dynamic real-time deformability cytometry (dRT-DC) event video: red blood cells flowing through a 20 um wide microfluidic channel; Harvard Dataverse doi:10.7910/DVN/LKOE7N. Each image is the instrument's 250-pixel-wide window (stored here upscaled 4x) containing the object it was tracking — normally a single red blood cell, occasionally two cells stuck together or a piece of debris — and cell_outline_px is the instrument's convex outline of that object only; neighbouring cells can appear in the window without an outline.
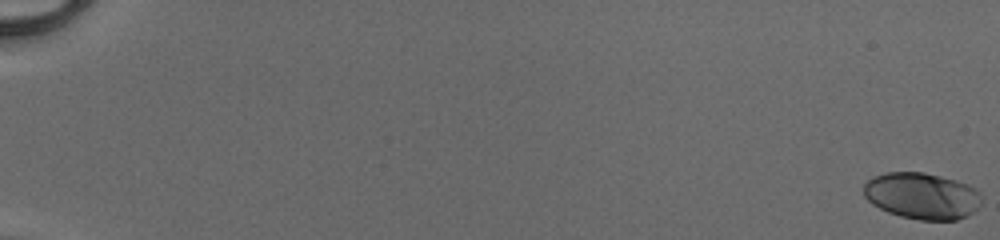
{"species": "human", "species_latin": "Homo sapiens", "temperature_condition": "cold", "stored_images_in_passage": 53, "camera_frame_rate_fps": 3000, "um_per_image_px": 0.085, "donor": {"sex": "male"}, "frame": {"image": 1, "passage_image": 1, "time_ms": 0.0, "image_size_px": [1000, 240], "cell_outline_px": [[980, 204], [968, 216], [956, 220], [920, 220], [900, 216], [888, 212], [872, 204], [864, 196], [864, 184], [872, 176], [888, 172], [924, 172], [956, 180], [968, 184], [976, 188], [980, 192]], "centroid_in_image_um": [78.36, 16.64], "position_along_channel_um": 6.6, "area_um2": 32.02}}
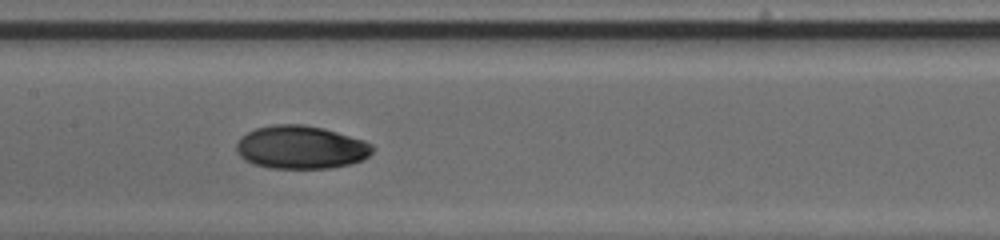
{"frame": {"image": 2, "passage_image": 30, "time_ms": 9.667, "image_size_px": [1000, 240], "cell_outline_px": [[372, 152], [364, 160], [352, 164], [332, 168], [268, 168], [244, 160], [236, 152], [236, 140], [240, 136], [256, 128], [276, 124], [304, 124], [324, 128], [364, 140], [372, 144]], "centroid_in_image_um": [25.57, 12.52], "position_along_channel_um": 181.8, "area_um2": 34.51}}
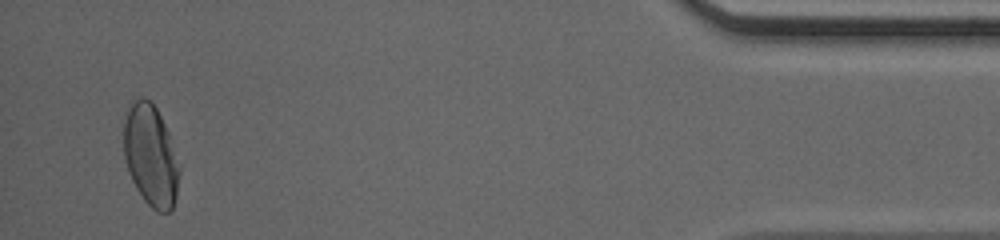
{"frame": {"image": 3, "passage_image": 52, "time_ms": 17.0, "image_size_px": [1000, 240], "cell_outline_px": [[180, 172], [176, 196], [172, 208], [168, 212], [156, 212], [144, 200], [136, 188], [128, 172], [124, 156], [124, 120], [128, 104], [132, 96], [144, 96], [152, 100], [168, 132], [180, 168]], "centroid_in_image_um": [12.78, 13.16], "position_along_channel_um": 422.4, "area_um2": 33.29}, "authors_computed_cell_mechanics": {"area_um2": 32.368, "velocity_mm_per_s": 4.1309, "shape_relaxation_time_tau1_ms": 6.4335, "shape_relaxation_time_tau2_ms": 3.1016, "deformation_change_tau1": 0.2003, "deformation_change_tau2": 0.0415}}